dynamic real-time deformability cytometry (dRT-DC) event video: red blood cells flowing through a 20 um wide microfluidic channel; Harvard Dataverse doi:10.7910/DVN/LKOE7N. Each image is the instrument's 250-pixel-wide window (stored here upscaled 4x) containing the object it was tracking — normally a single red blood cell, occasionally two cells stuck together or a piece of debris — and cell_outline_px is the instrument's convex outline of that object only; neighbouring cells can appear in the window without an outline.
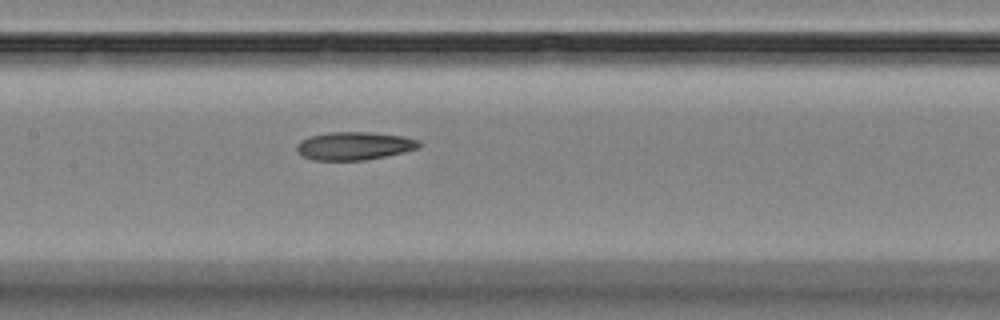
{"species": "Egyptian fruit bat (a non-hibernating species)", "species_latin": "Rousettus aegyptiacus", "temperature_condition": "room temperature", "stored_images_in_passage": 5, "segment_of_instrument_passage": [1, 2], "camera_frame_rate_fps": 3000, "um_per_image_px": 0.085, "animal": {"sex": "female"}, "frame": {"image": 1, "passage_image": 4, "time_ms": 3.333, "image_size_px": [1000, 320], "cell_outline_px": [[420, 148], [404, 152], [364, 160], [312, 160], [304, 156], [296, 148], [296, 144], [300, 140], [308, 136], [328, 132], [372, 132], [404, 136], [420, 140]], "centroid_in_image_um": [30.12, 12.38], "position_along_channel_um": 177.3, "area_um2": 20.11}}